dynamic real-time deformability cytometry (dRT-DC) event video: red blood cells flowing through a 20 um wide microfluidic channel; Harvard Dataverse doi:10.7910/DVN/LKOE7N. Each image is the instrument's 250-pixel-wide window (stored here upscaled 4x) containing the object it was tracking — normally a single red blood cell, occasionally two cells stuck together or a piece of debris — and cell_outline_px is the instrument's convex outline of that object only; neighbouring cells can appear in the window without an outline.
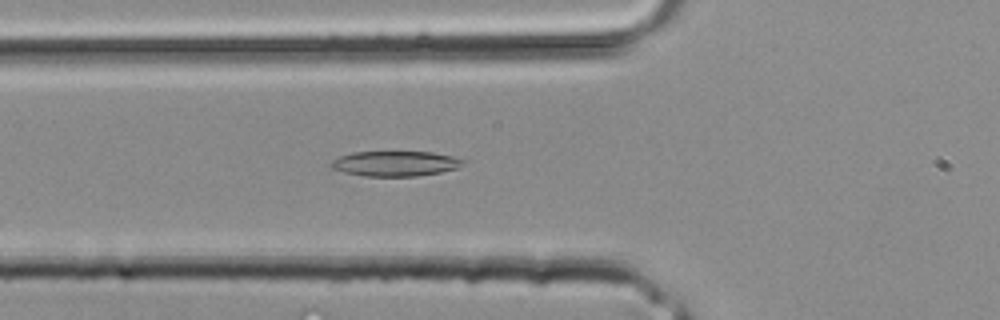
{"species": "common noctule bat (a hibernating species)", "species_latin": "Nyctalus noctula", "temperature_condition": "room temperature", "stored_images_in_passage": 29, "camera_frame_rate_fps": 3000, "um_per_image_px": 0.085, "animal": {"sex": "male", "body_mass_g": 20.4}, "frame": {"image": 1, "passage_image": 11, "time_ms": 3.333, "image_size_px": [1000, 320], "cell_outline_px": [[464, 164], [456, 168], [440, 172], [416, 176], [364, 176], [344, 172], [332, 168], [328, 164], [332, 160], [340, 156], [352, 152], [432, 152], [452, 156], [464, 160]], "centroid_in_image_um": [33.57, 13.9], "position_along_channel_um": 92.2, "area_um2": 19.25}}
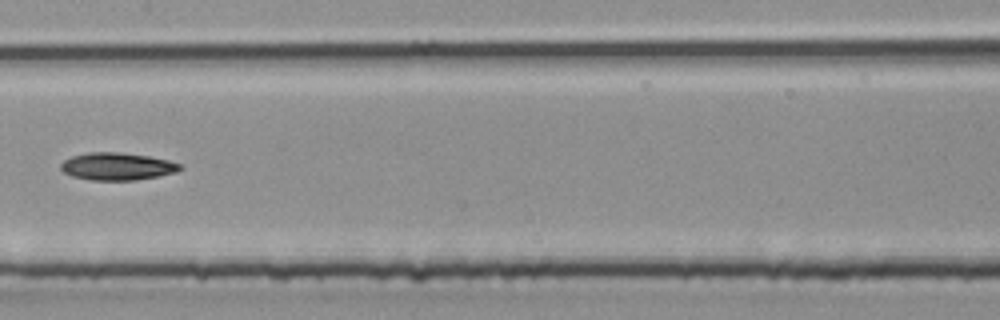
{"frame": {"image": 2, "passage_image": 16, "time_ms": 5.0, "image_size_px": [1000, 320], "cell_outline_px": [[184, 168], [176, 172], [156, 176], [132, 180], [92, 180], [72, 176], [64, 172], [60, 168], [60, 164], [64, 160], [72, 156], [88, 152], [120, 152], [148, 156], [168, 160], [180, 164]], "centroid_in_image_um": [9.94, 14.13], "position_along_channel_um": 197.5, "area_um2": 18.96}}
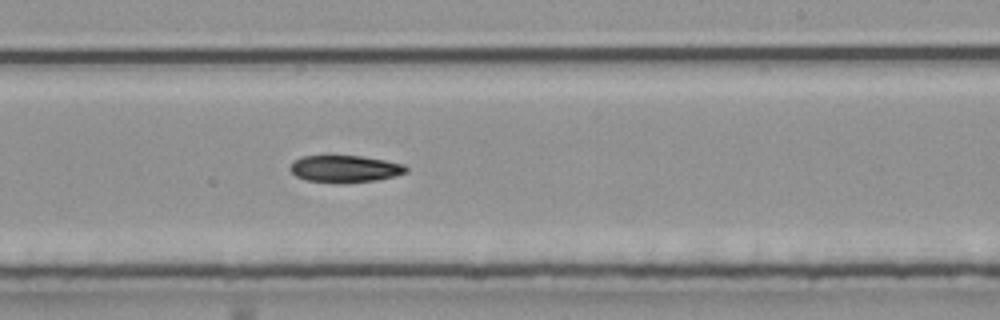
{"frame": {"image": 3, "passage_image": 19, "time_ms": 6.0, "image_size_px": [1000, 320], "cell_outline_px": [[408, 172], [376, 180], [344, 184], [336, 184], [304, 180], [296, 176], [288, 168], [296, 160], [304, 156], [360, 156], [384, 160], [404, 164], [408, 168]], "centroid_in_image_um": [29.31, 14.37], "position_along_channel_um": 259.7, "area_um2": 18.38}}